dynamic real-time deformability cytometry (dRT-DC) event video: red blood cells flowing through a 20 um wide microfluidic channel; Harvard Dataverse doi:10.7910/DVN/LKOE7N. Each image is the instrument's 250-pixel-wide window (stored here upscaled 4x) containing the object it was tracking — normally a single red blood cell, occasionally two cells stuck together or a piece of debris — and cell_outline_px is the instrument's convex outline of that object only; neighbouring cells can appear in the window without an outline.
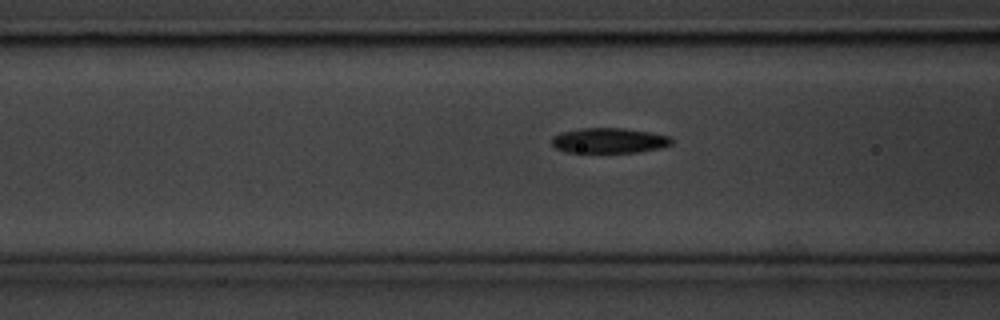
{"species": "common noctule bat (a hibernating species)", "species_latin": "Nyctalus noctula", "temperature_condition": "cold", "stored_images_in_passage": 17, "camera_frame_rate_fps": 3000, "um_per_image_px": 0.085, "animal": {"sex": "male", "body_mass_g": 20.1, "forearm_length_mm": 53.5}, "frame": {"image": 1, "passage_image": 15, "time_ms": 4.667, "image_size_px": [1000, 320], "cell_outline_px": [[672, 144], [660, 148], [636, 152], [564, 152], [556, 148], [552, 144], [552, 136], [560, 132], [580, 128], [624, 128], [648, 132], [668, 136], [672, 140]], "centroid_in_image_um": [51.73, 11.94], "position_along_channel_um": 114.9, "area_um2": 17.51}}